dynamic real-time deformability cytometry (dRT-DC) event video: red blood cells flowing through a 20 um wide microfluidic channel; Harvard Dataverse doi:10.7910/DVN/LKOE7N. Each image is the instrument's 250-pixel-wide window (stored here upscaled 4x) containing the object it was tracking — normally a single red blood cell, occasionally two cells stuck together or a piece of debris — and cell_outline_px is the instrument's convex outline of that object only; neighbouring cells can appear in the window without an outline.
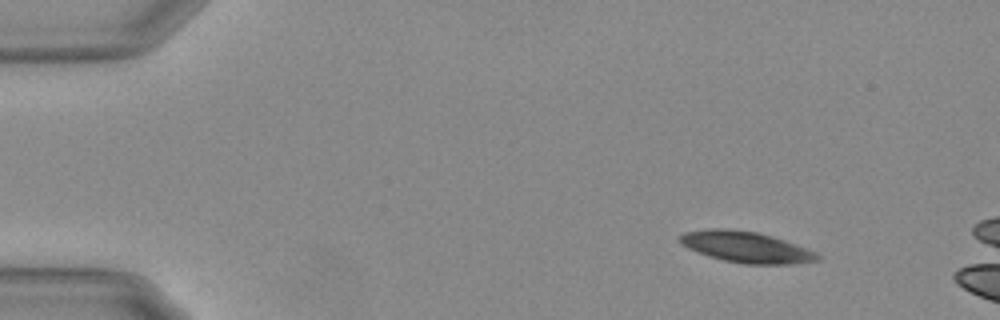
{"species": "Egyptian fruit bat (a non-hibernating species)", "species_latin": "Rousettus aegyptiacus", "temperature_condition": "warm", "stored_images_in_passage": 17, "camera_frame_rate_fps": 3000, "um_per_image_px": 0.085, "animal": {"sex": "female"}, "frame": {"image": 1, "passage_image": 6, "time_ms": 1.667, "image_size_px": [1000, 320], "cell_outline_px": [[820, 260], [788, 264], [744, 264], [724, 260], [708, 256], [688, 248], [680, 244], [680, 236], [684, 232], [712, 228], [724, 228], [756, 232], [772, 236], [808, 248], [816, 252], [820, 256]], "centroid_in_image_um": [63.42, 21.0], "position_along_channel_um": 21.6, "area_um2": 24.8}}